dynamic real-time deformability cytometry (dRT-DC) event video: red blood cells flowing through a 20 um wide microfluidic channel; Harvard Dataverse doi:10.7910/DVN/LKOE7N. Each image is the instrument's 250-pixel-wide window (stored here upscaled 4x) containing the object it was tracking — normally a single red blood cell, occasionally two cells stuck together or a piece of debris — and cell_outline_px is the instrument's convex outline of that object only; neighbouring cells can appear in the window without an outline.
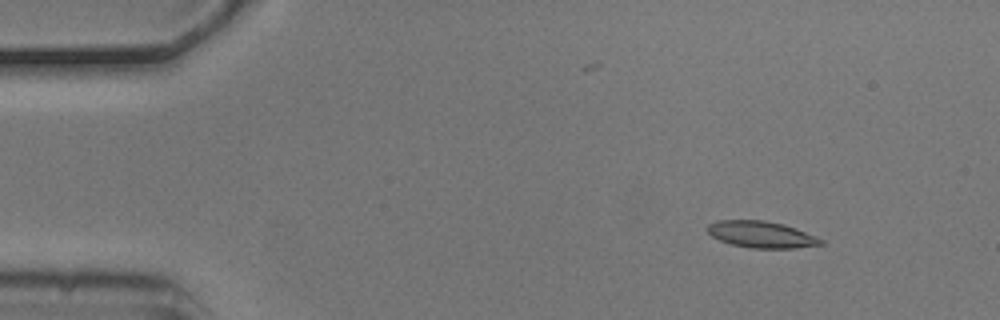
{"species": "common noctule bat (a hibernating species)", "species_latin": "Nyctalus noctula", "temperature_condition": "cold", "stored_images_in_passage": 7, "camera_frame_rate_fps": 3000, "um_per_image_px": 0.085, "animal": {"sex": "male", "body_mass_g": 20.5, "forearm_length_mm": 52.5}, "frame": {"image": 1, "passage_image": 2, "time_ms": 0.333, "image_size_px": [1000, 320], "cell_outline_px": [[824, 244], [796, 248], [752, 248], [732, 244], [720, 240], [712, 236], [708, 232], [708, 224], [720, 220], [764, 220], [784, 224], [796, 228], [816, 236], [824, 240]], "centroid_in_image_um": [64.75, 19.93], "position_along_channel_um": 20.2, "area_um2": 17.51}}
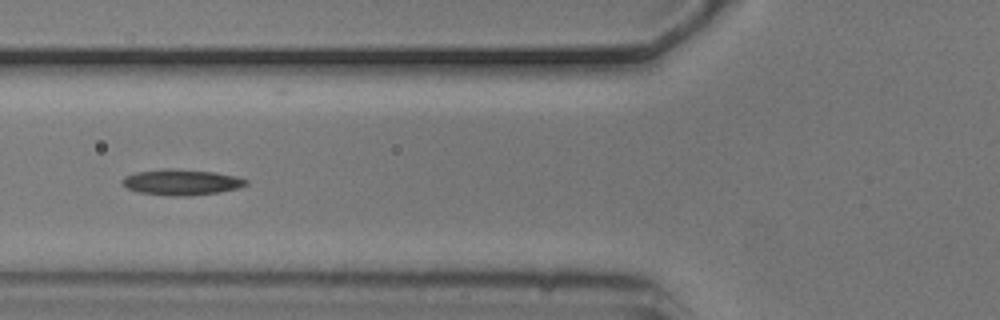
{"frame": {"image": 2, "passage_image": 6, "time_ms": 1.667, "image_size_px": [1000, 320], "cell_outline_px": [[248, 184], [236, 188], [216, 192], [188, 196], [168, 196], [140, 192], [128, 188], [120, 184], [120, 180], [124, 176], [136, 172], [164, 168], [172, 168], [216, 172], [236, 176], [248, 180]], "centroid_in_image_um": [15.37, 15.47], "position_along_channel_um": 110.4, "area_um2": 18.67}}
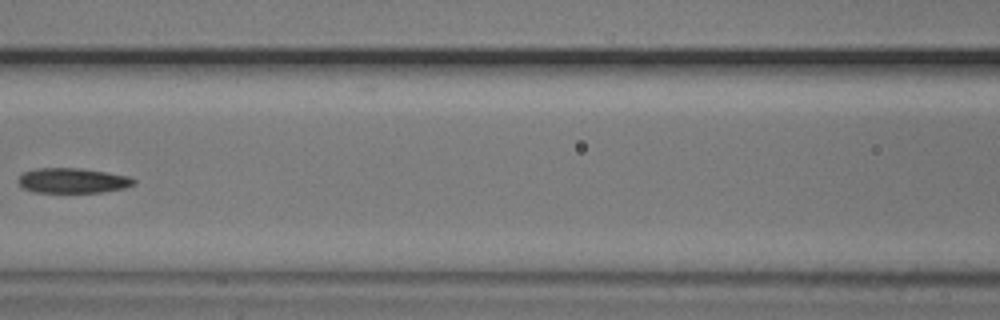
{"frame": {"image": 3, "passage_image": 7, "time_ms": 2.0, "image_size_px": [1000, 320], "cell_outline_px": [[136, 184], [124, 188], [100, 192], [32, 192], [24, 188], [16, 180], [24, 172], [36, 168], [76, 168], [104, 172], [128, 176], [136, 180]], "centroid_in_image_um": [6.16, 15.35], "position_along_channel_um": 160.4, "area_um2": 16.7}}